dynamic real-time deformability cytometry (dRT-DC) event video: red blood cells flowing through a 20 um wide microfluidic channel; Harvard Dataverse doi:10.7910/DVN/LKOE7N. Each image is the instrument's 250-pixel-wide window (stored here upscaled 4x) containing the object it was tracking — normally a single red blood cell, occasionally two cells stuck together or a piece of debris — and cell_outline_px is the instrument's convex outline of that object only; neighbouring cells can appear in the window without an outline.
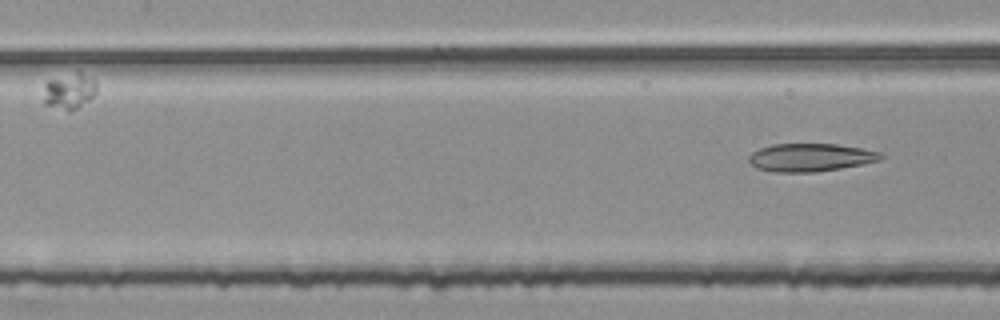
{"species": "common noctule bat (a hibernating species)", "species_latin": "Nyctalus noctula", "temperature_condition": "room temperature", "stored_images_in_passage": 6, "camera_frame_rate_fps": 3000, "um_per_image_px": 0.085, "animal": {"sex": "female", "body_mass_g": 25.1}, "frame": {"image": 1, "passage_image": 6, "time_ms": 1.667, "image_size_px": [1000, 320], "cell_outline_px": [[884, 156], [880, 160], [840, 168], [816, 172], [776, 172], [760, 168], [752, 164], [748, 160], [748, 156], [752, 152], [760, 148], [772, 144], [836, 144], [864, 148], [880, 152]], "centroid_in_image_um": [68.9, 13.37], "position_along_channel_um": 138.5, "area_um2": 21.39}}